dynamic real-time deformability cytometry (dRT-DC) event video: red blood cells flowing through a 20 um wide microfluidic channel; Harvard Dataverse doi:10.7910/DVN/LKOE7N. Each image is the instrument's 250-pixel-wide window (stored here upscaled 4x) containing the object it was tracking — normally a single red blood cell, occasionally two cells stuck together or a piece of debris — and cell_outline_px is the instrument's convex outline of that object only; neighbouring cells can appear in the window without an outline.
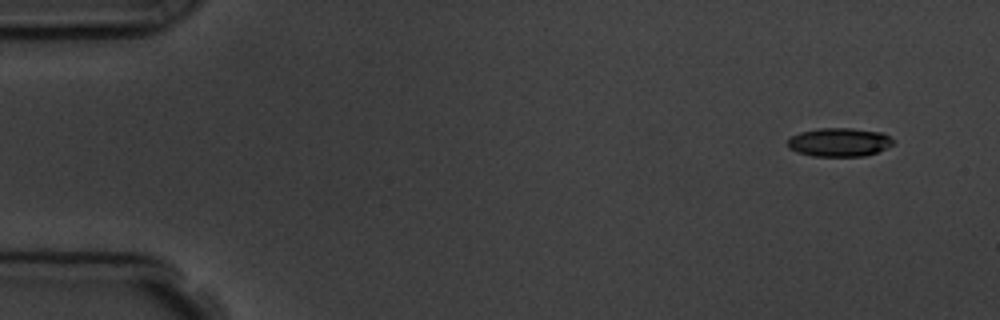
{"species": "common noctule bat (a hibernating species)", "species_latin": "Nyctalus noctula", "temperature_condition": "room temperature", "stored_images_in_passage": 7, "camera_frame_rate_fps": 3000, "um_per_image_px": 0.085, "animal": {"sex": "male", "body_mass_g": 19.5, "forearm_length_mm": 54.6}, "frame": {"image": 1, "passage_image": 1, "time_ms": 0.0, "image_size_px": [1000, 320], "cell_outline_px": [[896, 140], [892, 144], [876, 152], [864, 156], [812, 156], [796, 152], [788, 148], [788, 140], [792, 136], [800, 132], [820, 128], [852, 128], [884, 132]], "centroid_in_image_um": [71.35, 12.08], "position_along_channel_um": 13.7, "area_um2": 17.69}}
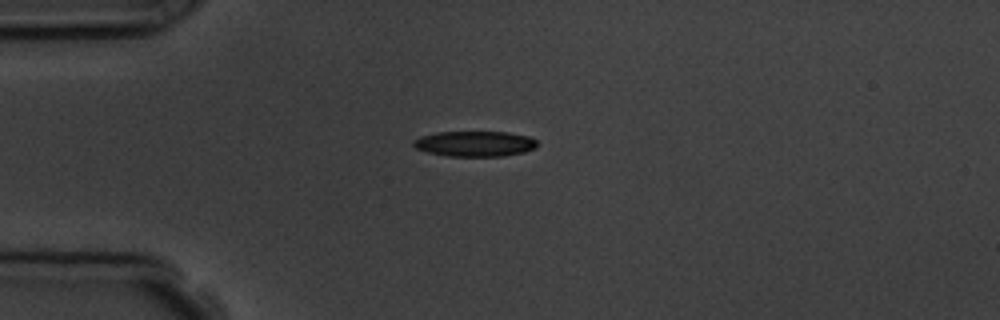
{"frame": {"image": 2, "passage_image": 4, "time_ms": 3.333, "image_size_px": [1000, 320], "cell_outline_px": [[536, 148], [524, 152], [504, 156], [448, 156], [428, 152], [416, 148], [412, 144], [412, 140], [420, 136], [436, 132], [508, 132], [532, 136], [536, 140]], "centroid_in_image_um": [40.37, 12.21], "position_along_channel_um": 44.6, "area_um2": 18.5}}
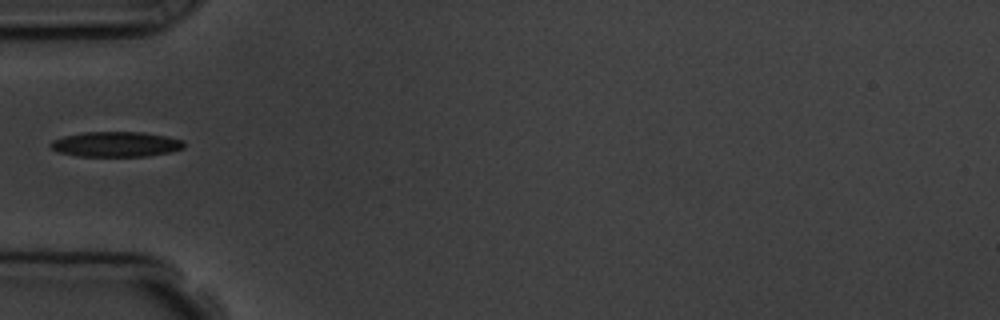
{"frame": {"image": 3, "passage_image": 5, "time_ms": 4.667, "image_size_px": [1000, 320], "cell_outline_px": [[184, 148], [168, 152], [148, 156], [76, 156], [56, 152], [48, 144], [52, 140], [64, 136], [84, 132], [144, 132], [168, 136], [184, 140]], "centroid_in_image_um": [9.84, 12.26], "position_along_channel_um": 75.2, "area_um2": 19.71}}